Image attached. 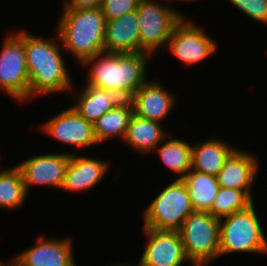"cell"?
<instances>
[{"instance_id":"1","label":"cell","mask_w":267,"mask_h":266,"mask_svg":"<svg viewBox=\"0 0 267 266\" xmlns=\"http://www.w3.org/2000/svg\"><path fill=\"white\" fill-rule=\"evenodd\" d=\"M62 50L64 51L63 45L58 36L56 40L46 39L25 31L29 100L37 96L46 97L50 94L73 91L74 84L63 60Z\"/></svg>"},{"instance_id":"2","label":"cell","mask_w":267,"mask_h":266,"mask_svg":"<svg viewBox=\"0 0 267 266\" xmlns=\"http://www.w3.org/2000/svg\"><path fill=\"white\" fill-rule=\"evenodd\" d=\"M151 57L145 52L97 54L81 64L88 69L84 84L119 93L126 100H131L136 91L149 80L147 69Z\"/></svg>"},{"instance_id":"3","label":"cell","mask_w":267,"mask_h":266,"mask_svg":"<svg viewBox=\"0 0 267 266\" xmlns=\"http://www.w3.org/2000/svg\"><path fill=\"white\" fill-rule=\"evenodd\" d=\"M56 27L63 49L81 65L104 52L106 19L99 8L62 9Z\"/></svg>"},{"instance_id":"4","label":"cell","mask_w":267,"mask_h":266,"mask_svg":"<svg viewBox=\"0 0 267 266\" xmlns=\"http://www.w3.org/2000/svg\"><path fill=\"white\" fill-rule=\"evenodd\" d=\"M254 202L220 219L219 258L235 253L267 256V237Z\"/></svg>"},{"instance_id":"5","label":"cell","mask_w":267,"mask_h":266,"mask_svg":"<svg viewBox=\"0 0 267 266\" xmlns=\"http://www.w3.org/2000/svg\"><path fill=\"white\" fill-rule=\"evenodd\" d=\"M185 255L192 266H208L219 258L220 219L194 211L179 230Z\"/></svg>"},{"instance_id":"6","label":"cell","mask_w":267,"mask_h":266,"mask_svg":"<svg viewBox=\"0 0 267 266\" xmlns=\"http://www.w3.org/2000/svg\"><path fill=\"white\" fill-rule=\"evenodd\" d=\"M193 212L186 185L182 179H174L145 206L142 227L179 231L184 220Z\"/></svg>"},{"instance_id":"7","label":"cell","mask_w":267,"mask_h":266,"mask_svg":"<svg viewBox=\"0 0 267 266\" xmlns=\"http://www.w3.org/2000/svg\"><path fill=\"white\" fill-rule=\"evenodd\" d=\"M161 1L140 0L135 10L139 23L140 52L153 57L155 52L163 50L164 46L166 48L175 25L186 17L173 6L169 7L167 0Z\"/></svg>"},{"instance_id":"8","label":"cell","mask_w":267,"mask_h":266,"mask_svg":"<svg viewBox=\"0 0 267 266\" xmlns=\"http://www.w3.org/2000/svg\"><path fill=\"white\" fill-rule=\"evenodd\" d=\"M13 32V33H12ZM0 50V91L14 102L29 101V77L25 55V31H12Z\"/></svg>"},{"instance_id":"9","label":"cell","mask_w":267,"mask_h":266,"mask_svg":"<svg viewBox=\"0 0 267 266\" xmlns=\"http://www.w3.org/2000/svg\"><path fill=\"white\" fill-rule=\"evenodd\" d=\"M186 18L182 17L175 25L166 47L184 67H193L213 56L217 52L218 43L206 34L201 25Z\"/></svg>"},{"instance_id":"10","label":"cell","mask_w":267,"mask_h":266,"mask_svg":"<svg viewBox=\"0 0 267 266\" xmlns=\"http://www.w3.org/2000/svg\"><path fill=\"white\" fill-rule=\"evenodd\" d=\"M70 156V152H45L29 156L18 165L16 164L21 171L27 194L29 195L28 192L33 186L61 189Z\"/></svg>"},{"instance_id":"11","label":"cell","mask_w":267,"mask_h":266,"mask_svg":"<svg viewBox=\"0 0 267 266\" xmlns=\"http://www.w3.org/2000/svg\"><path fill=\"white\" fill-rule=\"evenodd\" d=\"M42 133L69 147L78 149L91 148L99 145L93 123L82 118L72 106L57 113L41 125Z\"/></svg>"},{"instance_id":"12","label":"cell","mask_w":267,"mask_h":266,"mask_svg":"<svg viewBox=\"0 0 267 266\" xmlns=\"http://www.w3.org/2000/svg\"><path fill=\"white\" fill-rule=\"evenodd\" d=\"M147 237L139 259L142 266H184L188 262L179 231L143 227Z\"/></svg>"},{"instance_id":"13","label":"cell","mask_w":267,"mask_h":266,"mask_svg":"<svg viewBox=\"0 0 267 266\" xmlns=\"http://www.w3.org/2000/svg\"><path fill=\"white\" fill-rule=\"evenodd\" d=\"M72 237L46 238L39 235L34 246L19 252L16 264L19 266H76Z\"/></svg>"},{"instance_id":"14","label":"cell","mask_w":267,"mask_h":266,"mask_svg":"<svg viewBox=\"0 0 267 266\" xmlns=\"http://www.w3.org/2000/svg\"><path fill=\"white\" fill-rule=\"evenodd\" d=\"M131 102L135 115L161 124L173 113L177 103L175 93L166 89L158 79L143 84L132 96Z\"/></svg>"},{"instance_id":"15","label":"cell","mask_w":267,"mask_h":266,"mask_svg":"<svg viewBox=\"0 0 267 266\" xmlns=\"http://www.w3.org/2000/svg\"><path fill=\"white\" fill-rule=\"evenodd\" d=\"M242 150L237 148L229 156L216 179L219 187L243 190L253 200V184L260 172V163L252 152Z\"/></svg>"},{"instance_id":"16","label":"cell","mask_w":267,"mask_h":266,"mask_svg":"<svg viewBox=\"0 0 267 266\" xmlns=\"http://www.w3.org/2000/svg\"><path fill=\"white\" fill-rule=\"evenodd\" d=\"M105 159L100 160L76 153H71L61 190L84 192L94 188L104 180L110 165Z\"/></svg>"},{"instance_id":"17","label":"cell","mask_w":267,"mask_h":266,"mask_svg":"<svg viewBox=\"0 0 267 266\" xmlns=\"http://www.w3.org/2000/svg\"><path fill=\"white\" fill-rule=\"evenodd\" d=\"M104 52L116 54L140 52L139 23L135 11L106 21Z\"/></svg>"},{"instance_id":"18","label":"cell","mask_w":267,"mask_h":266,"mask_svg":"<svg viewBox=\"0 0 267 266\" xmlns=\"http://www.w3.org/2000/svg\"><path fill=\"white\" fill-rule=\"evenodd\" d=\"M71 95L75 99L73 109L85 120L95 123L103 114L120 106L126 99L119 93H113L85 84ZM78 90V91H77Z\"/></svg>"},{"instance_id":"19","label":"cell","mask_w":267,"mask_h":266,"mask_svg":"<svg viewBox=\"0 0 267 266\" xmlns=\"http://www.w3.org/2000/svg\"><path fill=\"white\" fill-rule=\"evenodd\" d=\"M163 126L165 125L133 114L122 140L123 145L133 148L137 154L140 153L142 156L150 155L169 135Z\"/></svg>"},{"instance_id":"20","label":"cell","mask_w":267,"mask_h":266,"mask_svg":"<svg viewBox=\"0 0 267 266\" xmlns=\"http://www.w3.org/2000/svg\"><path fill=\"white\" fill-rule=\"evenodd\" d=\"M208 138L192 145L191 169L216 176L237 148L215 136Z\"/></svg>"},{"instance_id":"21","label":"cell","mask_w":267,"mask_h":266,"mask_svg":"<svg viewBox=\"0 0 267 266\" xmlns=\"http://www.w3.org/2000/svg\"><path fill=\"white\" fill-rule=\"evenodd\" d=\"M133 114L131 100H126L120 106L114 107L103 114L93 123L94 135L98 144L111 138L120 139L122 142Z\"/></svg>"},{"instance_id":"22","label":"cell","mask_w":267,"mask_h":266,"mask_svg":"<svg viewBox=\"0 0 267 266\" xmlns=\"http://www.w3.org/2000/svg\"><path fill=\"white\" fill-rule=\"evenodd\" d=\"M171 133L156 147L158 156L169 171L182 179L191 170L192 143L183 138L170 137Z\"/></svg>"},{"instance_id":"23","label":"cell","mask_w":267,"mask_h":266,"mask_svg":"<svg viewBox=\"0 0 267 266\" xmlns=\"http://www.w3.org/2000/svg\"><path fill=\"white\" fill-rule=\"evenodd\" d=\"M182 181L188 189L194 211L209 212L219 189L216 176L191 169Z\"/></svg>"},{"instance_id":"24","label":"cell","mask_w":267,"mask_h":266,"mask_svg":"<svg viewBox=\"0 0 267 266\" xmlns=\"http://www.w3.org/2000/svg\"><path fill=\"white\" fill-rule=\"evenodd\" d=\"M27 196L20 169L16 165L8 168L0 176V208L7 211L22 208Z\"/></svg>"},{"instance_id":"25","label":"cell","mask_w":267,"mask_h":266,"mask_svg":"<svg viewBox=\"0 0 267 266\" xmlns=\"http://www.w3.org/2000/svg\"><path fill=\"white\" fill-rule=\"evenodd\" d=\"M253 202L243 190L219 187L208 213L221 219L236 211L246 209Z\"/></svg>"},{"instance_id":"26","label":"cell","mask_w":267,"mask_h":266,"mask_svg":"<svg viewBox=\"0 0 267 266\" xmlns=\"http://www.w3.org/2000/svg\"><path fill=\"white\" fill-rule=\"evenodd\" d=\"M251 20L267 26V0H228Z\"/></svg>"},{"instance_id":"27","label":"cell","mask_w":267,"mask_h":266,"mask_svg":"<svg viewBox=\"0 0 267 266\" xmlns=\"http://www.w3.org/2000/svg\"><path fill=\"white\" fill-rule=\"evenodd\" d=\"M140 0H103L100 9L106 21L135 11Z\"/></svg>"},{"instance_id":"28","label":"cell","mask_w":267,"mask_h":266,"mask_svg":"<svg viewBox=\"0 0 267 266\" xmlns=\"http://www.w3.org/2000/svg\"><path fill=\"white\" fill-rule=\"evenodd\" d=\"M103 0H65L62 9L84 10L99 8Z\"/></svg>"},{"instance_id":"29","label":"cell","mask_w":267,"mask_h":266,"mask_svg":"<svg viewBox=\"0 0 267 266\" xmlns=\"http://www.w3.org/2000/svg\"><path fill=\"white\" fill-rule=\"evenodd\" d=\"M16 264V259H15V255L14 257H12V259L10 260V262L8 261L7 263H5L3 260H0V266H14Z\"/></svg>"},{"instance_id":"30","label":"cell","mask_w":267,"mask_h":266,"mask_svg":"<svg viewBox=\"0 0 267 266\" xmlns=\"http://www.w3.org/2000/svg\"><path fill=\"white\" fill-rule=\"evenodd\" d=\"M110 266H142V265H141L140 261H139L138 264H136V265H135L134 263H131V264H130V263H128V261H127L126 263L123 262V263H121V264L115 262L114 264H112V265H110Z\"/></svg>"},{"instance_id":"31","label":"cell","mask_w":267,"mask_h":266,"mask_svg":"<svg viewBox=\"0 0 267 266\" xmlns=\"http://www.w3.org/2000/svg\"><path fill=\"white\" fill-rule=\"evenodd\" d=\"M167 1H168L169 4H170V2H174V1H180V2H183V1H184V2L186 3V2H190V1H191V2H193V1L195 2L196 0H167ZM197 1H200V0H197Z\"/></svg>"},{"instance_id":"32","label":"cell","mask_w":267,"mask_h":266,"mask_svg":"<svg viewBox=\"0 0 267 266\" xmlns=\"http://www.w3.org/2000/svg\"><path fill=\"white\" fill-rule=\"evenodd\" d=\"M1 158V157H0ZM1 163V162H0ZM3 168V170L2 169H0V176L7 170V169H5L4 167H2Z\"/></svg>"}]
</instances>
